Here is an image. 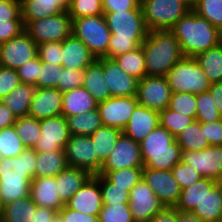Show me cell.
Wrapping results in <instances>:
<instances>
[{"instance_id":"12","label":"cell","mask_w":222,"mask_h":222,"mask_svg":"<svg viewBox=\"0 0 222 222\" xmlns=\"http://www.w3.org/2000/svg\"><path fill=\"white\" fill-rule=\"evenodd\" d=\"M40 132V138L33 148L36 152L64 150L71 136L67 118L63 115L40 120Z\"/></svg>"},{"instance_id":"32","label":"cell","mask_w":222,"mask_h":222,"mask_svg":"<svg viewBox=\"0 0 222 222\" xmlns=\"http://www.w3.org/2000/svg\"><path fill=\"white\" fill-rule=\"evenodd\" d=\"M67 167L64 150L37 152L35 178L56 177Z\"/></svg>"},{"instance_id":"9","label":"cell","mask_w":222,"mask_h":222,"mask_svg":"<svg viewBox=\"0 0 222 222\" xmlns=\"http://www.w3.org/2000/svg\"><path fill=\"white\" fill-rule=\"evenodd\" d=\"M24 30L37 45L45 42H62L72 35V18L67 11L41 18L36 21L23 22Z\"/></svg>"},{"instance_id":"8","label":"cell","mask_w":222,"mask_h":222,"mask_svg":"<svg viewBox=\"0 0 222 222\" xmlns=\"http://www.w3.org/2000/svg\"><path fill=\"white\" fill-rule=\"evenodd\" d=\"M72 35L81 40L96 58L107 55L111 32L104 15L76 18L72 21Z\"/></svg>"},{"instance_id":"7","label":"cell","mask_w":222,"mask_h":222,"mask_svg":"<svg viewBox=\"0 0 222 222\" xmlns=\"http://www.w3.org/2000/svg\"><path fill=\"white\" fill-rule=\"evenodd\" d=\"M148 31L170 30L192 7L185 0H141Z\"/></svg>"},{"instance_id":"15","label":"cell","mask_w":222,"mask_h":222,"mask_svg":"<svg viewBox=\"0 0 222 222\" xmlns=\"http://www.w3.org/2000/svg\"><path fill=\"white\" fill-rule=\"evenodd\" d=\"M143 180L165 207H175L182 189L171 170L144 168Z\"/></svg>"},{"instance_id":"13","label":"cell","mask_w":222,"mask_h":222,"mask_svg":"<svg viewBox=\"0 0 222 222\" xmlns=\"http://www.w3.org/2000/svg\"><path fill=\"white\" fill-rule=\"evenodd\" d=\"M204 178L222 182V146H209L201 151H182V160Z\"/></svg>"},{"instance_id":"62","label":"cell","mask_w":222,"mask_h":222,"mask_svg":"<svg viewBox=\"0 0 222 222\" xmlns=\"http://www.w3.org/2000/svg\"><path fill=\"white\" fill-rule=\"evenodd\" d=\"M16 119V116L9 110V108L0 101V130L13 126Z\"/></svg>"},{"instance_id":"35","label":"cell","mask_w":222,"mask_h":222,"mask_svg":"<svg viewBox=\"0 0 222 222\" xmlns=\"http://www.w3.org/2000/svg\"><path fill=\"white\" fill-rule=\"evenodd\" d=\"M194 58L211 84L222 81V42L216 47L197 54Z\"/></svg>"},{"instance_id":"59","label":"cell","mask_w":222,"mask_h":222,"mask_svg":"<svg viewBox=\"0 0 222 222\" xmlns=\"http://www.w3.org/2000/svg\"><path fill=\"white\" fill-rule=\"evenodd\" d=\"M58 215L63 222H98V215H88L64 206Z\"/></svg>"},{"instance_id":"3","label":"cell","mask_w":222,"mask_h":222,"mask_svg":"<svg viewBox=\"0 0 222 222\" xmlns=\"http://www.w3.org/2000/svg\"><path fill=\"white\" fill-rule=\"evenodd\" d=\"M170 31L179 41L184 56L195 57L222 42V32L193 10L181 17Z\"/></svg>"},{"instance_id":"19","label":"cell","mask_w":222,"mask_h":222,"mask_svg":"<svg viewBox=\"0 0 222 222\" xmlns=\"http://www.w3.org/2000/svg\"><path fill=\"white\" fill-rule=\"evenodd\" d=\"M65 206L88 215H98L103 207L99 180L92 175Z\"/></svg>"},{"instance_id":"61","label":"cell","mask_w":222,"mask_h":222,"mask_svg":"<svg viewBox=\"0 0 222 222\" xmlns=\"http://www.w3.org/2000/svg\"><path fill=\"white\" fill-rule=\"evenodd\" d=\"M149 222H178L177 209L175 207H165L155 214Z\"/></svg>"},{"instance_id":"44","label":"cell","mask_w":222,"mask_h":222,"mask_svg":"<svg viewBox=\"0 0 222 222\" xmlns=\"http://www.w3.org/2000/svg\"><path fill=\"white\" fill-rule=\"evenodd\" d=\"M195 120L200 123H209L222 119L209 91L196 94Z\"/></svg>"},{"instance_id":"45","label":"cell","mask_w":222,"mask_h":222,"mask_svg":"<svg viewBox=\"0 0 222 222\" xmlns=\"http://www.w3.org/2000/svg\"><path fill=\"white\" fill-rule=\"evenodd\" d=\"M67 12L72 21L76 18L104 15L102 0H70Z\"/></svg>"},{"instance_id":"26","label":"cell","mask_w":222,"mask_h":222,"mask_svg":"<svg viewBox=\"0 0 222 222\" xmlns=\"http://www.w3.org/2000/svg\"><path fill=\"white\" fill-rule=\"evenodd\" d=\"M83 87L98 103L112 97L104 78L103 58L95 59L84 69Z\"/></svg>"},{"instance_id":"47","label":"cell","mask_w":222,"mask_h":222,"mask_svg":"<svg viewBox=\"0 0 222 222\" xmlns=\"http://www.w3.org/2000/svg\"><path fill=\"white\" fill-rule=\"evenodd\" d=\"M98 222H135L128 203L103 204Z\"/></svg>"},{"instance_id":"36","label":"cell","mask_w":222,"mask_h":222,"mask_svg":"<svg viewBox=\"0 0 222 222\" xmlns=\"http://www.w3.org/2000/svg\"><path fill=\"white\" fill-rule=\"evenodd\" d=\"M217 182L210 178H201L190 187L181 191L179 200L175 205L177 210L192 211L197 203L200 202L204 194L209 191Z\"/></svg>"},{"instance_id":"14","label":"cell","mask_w":222,"mask_h":222,"mask_svg":"<svg viewBox=\"0 0 222 222\" xmlns=\"http://www.w3.org/2000/svg\"><path fill=\"white\" fill-rule=\"evenodd\" d=\"M128 204L135 222H149L165 208L143 178L130 191Z\"/></svg>"},{"instance_id":"66","label":"cell","mask_w":222,"mask_h":222,"mask_svg":"<svg viewBox=\"0 0 222 222\" xmlns=\"http://www.w3.org/2000/svg\"><path fill=\"white\" fill-rule=\"evenodd\" d=\"M2 210H3V204H2V202L0 200V216H1Z\"/></svg>"},{"instance_id":"57","label":"cell","mask_w":222,"mask_h":222,"mask_svg":"<svg viewBox=\"0 0 222 222\" xmlns=\"http://www.w3.org/2000/svg\"><path fill=\"white\" fill-rule=\"evenodd\" d=\"M24 28L23 20L0 21V44L19 35L24 31Z\"/></svg>"},{"instance_id":"39","label":"cell","mask_w":222,"mask_h":222,"mask_svg":"<svg viewBox=\"0 0 222 222\" xmlns=\"http://www.w3.org/2000/svg\"><path fill=\"white\" fill-rule=\"evenodd\" d=\"M124 72L137 79L146 76L145 55L140 45L138 48L113 58Z\"/></svg>"},{"instance_id":"34","label":"cell","mask_w":222,"mask_h":222,"mask_svg":"<svg viewBox=\"0 0 222 222\" xmlns=\"http://www.w3.org/2000/svg\"><path fill=\"white\" fill-rule=\"evenodd\" d=\"M175 138L182 151H201L210 146L204 134V123L197 120L185 127Z\"/></svg>"},{"instance_id":"27","label":"cell","mask_w":222,"mask_h":222,"mask_svg":"<svg viewBox=\"0 0 222 222\" xmlns=\"http://www.w3.org/2000/svg\"><path fill=\"white\" fill-rule=\"evenodd\" d=\"M23 22L36 21L67 11L62 0H20Z\"/></svg>"},{"instance_id":"4","label":"cell","mask_w":222,"mask_h":222,"mask_svg":"<svg viewBox=\"0 0 222 222\" xmlns=\"http://www.w3.org/2000/svg\"><path fill=\"white\" fill-rule=\"evenodd\" d=\"M141 46L145 55L146 76L166 77L175 63L184 57L179 41L170 30L148 31Z\"/></svg>"},{"instance_id":"16","label":"cell","mask_w":222,"mask_h":222,"mask_svg":"<svg viewBox=\"0 0 222 222\" xmlns=\"http://www.w3.org/2000/svg\"><path fill=\"white\" fill-rule=\"evenodd\" d=\"M69 167L82 168L97 174V154L90 136L71 135L64 148Z\"/></svg>"},{"instance_id":"10","label":"cell","mask_w":222,"mask_h":222,"mask_svg":"<svg viewBox=\"0 0 222 222\" xmlns=\"http://www.w3.org/2000/svg\"><path fill=\"white\" fill-rule=\"evenodd\" d=\"M38 45L24 30L8 42L0 44V66L17 70L37 56Z\"/></svg>"},{"instance_id":"29","label":"cell","mask_w":222,"mask_h":222,"mask_svg":"<svg viewBox=\"0 0 222 222\" xmlns=\"http://www.w3.org/2000/svg\"><path fill=\"white\" fill-rule=\"evenodd\" d=\"M92 176L82 168L67 167L56 176V186L61 201L65 204Z\"/></svg>"},{"instance_id":"55","label":"cell","mask_w":222,"mask_h":222,"mask_svg":"<svg viewBox=\"0 0 222 222\" xmlns=\"http://www.w3.org/2000/svg\"><path fill=\"white\" fill-rule=\"evenodd\" d=\"M23 20L20 0H0V21Z\"/></svg>"},{"instance_id":"67","label":"cell","mask_w":222,"mask_h":222,"mask_svg":"<svg viewBox=\"0 0 222 222\" xmlns=\"http://www.w3.org/2000/svg\"><path fill=\"white\" fill-rule=\"evenodd\" d=\"M67 6L69 5L70 0H62Z\"/></svg>"},{"instance_id":"58","label":"cell","mask_w":222,"mask_h":222,"mask_svg":"<svg viewBox=\"0 0 222 222\" xmlns=\"http://www.w3.org/2000/svg\"><path fill=\"white\" fill-rule=\"evenodd\" d=\"M204 134L210 146H222V119L204 123Z\"/></svg>"},{"instance_id":"64","label":"cell","mask_w":222,"mask_h":222,"mask_svg":"<svg viewBox=\"0 0 222 222\" xmlns=\"http://www.w3.org/2000/svg\"><path fill=\"white\" fill-rule=\"evenodd\" d=\"M178 222H204L191 211L177 210Z\"/></svg>"},{"instance_id":"31","label":"cell","mask_w":222,"mask_h":222,"mask_svg":"<svg viewBox=\"0 0 222 222\" xmlns=\"http://www.w3.org/2000/svg\"><path fill=\"white\" fill-rule=\"evenodd\" d=\"M36 89L35 85L20 83L0 101L9 108L16 118L25 117L28 116L30 103Z\"/></svg>"},{"instance_id":"30","label":"cell","mask_w":222,"mask_h":222,"mask_svg":"<svg viewBox=\"0 0 222 222\" xmlns=\"http://www.w3.org/2000/svg\"><path fill=\"white\" fill-rule=\"evenodd\" d=\"M121 134L122 130L118 128L102 125L90 135L97 154V174L100 172L102 165L114 149Z\"/></svg>"},{"instance_id":"2","label":"cell","mask_w":222,"mask_h":222,"mask_svg":"<svg viewBox=\"0 0 222 222\" xmlns=\"http://www.w3.org/2000/svg\"><path fill=\"white\" fill-rule=\"evenodd\" d=\"M111 32L106 58L114 57L138 48L146 39L148 29L142 9L104 13Z\"/></svg>"},{"instance_id":"52","label":"cell","mask_w":222,"mask_h":222,"mask_svg":"<svg viewBox=\"0 0 222 222\" xmlns=\"http://www.w3.org/2000/svg\"><path fill=\"white\" fill-rule=\"evenodd\" d=\"M83 77L84 70L63 67L57 88L61 92H66L74 88L83 87Z\"/></svg>"},{"instance_id":"33","label":"cell","mask_w":222,"mask_h":222,"mask_svg":"<svg viewBox=\"0 0 222 222\" xmlns=\"http://www.w3.org/2000/svg\"><path fill=\"white\" fill-rule=\"evenodd\" d=\"M37 205L31 196L3 205L0 222H32Z\"/></svg>"},{"instance_id":"5","label":"cell","mask_w":222,"mask_h":222,"mask_svg":"<svg viewBox=\"0 0 222 222\" xmlns=\"http://www.w3.org/2000/svg\"><path fill=\"white\" fill-rule=\"evenodd\" d=\"M139 144L144 168L171 170L182 160L176 138L160 125Z\"/></svg>"},{"instance_id":"22","label":"cell","mask_w":222,"mask_h":222,"mask_svg":"<svg viewBox=\"0 0 222 222\" xmlns=\"http://www.w3.org/2000/svg\"><path fill=\"white\" fill-rule=\"evenodd\" d=\"M159 125V111L138 104L122 133L140 143Z\"/></svg>"},{"instance_id":"24","label":"cell","mask_w":222,"mask_h":222,"mask_svg":"<svg viewBox=\"0 0 222 222\" xmlns=\"http://www.w3.org/2000/svg\"><path fill=\"white\" fill-rule=\"evenodd\" d=\"M95 59L88 47L73 35L62 41V67L84 70Z\"/></svg>"},{"instance_id":"60","label":"cell","mask_w":222,"mask_h":222,"mask_svg":"<svg viewBox=\"0 0 222 222\" xmlns=\"http://www.w3.org/2000/svg\"><path fill=\"white\" fill-rule=\"evenodd\" d=\"M32 222H63L58 212L46 207H38L35 210L34 221Z\"/></svg>"},{"instance_id":"48","label":"cell","mask_w":222,"mask_h":222,"mask_svg":"<svg viewBox=\"0 0 222 222\" xmlns=\"http://www.w3.org/2000/svg\"><path fill=\"white\" fill-rule=\"evenodd\" d=\"M168 108L180 114L192 116L195 119L197 111L196 94L172 93Z\"/></svg>"},{"instance_id":"50","label":"cell","mask_w":222,"mask_h":222,"mask_svg":"<svg viewBox=\"0 0 222 222\" xmlns=\"http://www.w3.org/2000/svg\"><path fill=\"white\" fill-rule=\"evenodd\" d=\"M171 171L181 189L190 187L193 183L203 178L194 168L183 161L174 165Z\"/></svg>"},{"instance_id":"56","label":"cell","mask_w":222,"mask_h":222,"mask_svg":"<svg viewBox=\"0 0 222 222\" xmlns=\"http://www.w3.org/2000/svg\"><path fill=\"white\" fill-rule=\"evenodd\" d=\"M103 12L141 9V0H102Z\"/></svg>"},{"instance_id":"49","label":"cell","mask_w":222,"mask_h":222,"mask_svg":"<svg viewBox=\"0 0 222 222\" xmlns=\"http://www.w3.org/2000/svg\"><path fill=\"white\" fill-rule=\"evenodd\" d=\"M62 69V66L41 61V67H39V76H37V88H57Z\"/></svg>"},{"instance_id":"54","label":"cell","mask_w":222,"mask_h":222,"mask_svg":"<svg viewBox=\"0 0 222 222\" xmlns=\"http://www.w3.org/2000/svg\"><path fill=\"white\" fill-rule=\"evenodd\" d=\"M21 83L17 70L0 66V100Z\"/></svg>"},{"instance_id":"41","label":"cell","mask_w":222,"mask_h":222,"mask_svg":"<svg viewBox=\"0 0 222 222\" xmlns=\"http://www.w3.org/2000/svg\"><path fill=\"white\" fill-rule=\"evenodd\" d=\"M192 10L222 32V0H198Z\"/></svg>"},{"instance_id":"37","label":"cell","mask_w":222,"mask_h":222,"mask_svg":"<svg viewBox=\"0 0 222 222\" xmlns=\"http://www.w3.org/2000/svg\"><path fill=\"white\" fill-rule=\"evenodd\" d=\"M70 135L90 136L102 126L98 108L79 115L67 117Z\"/></svg>"},{"instance_id":"11","label":"cell","mask_w":222,"mask_h":222,"mask_svg":"<svg viewBox=\"0 0 222 222\" xmlns=\"http://www.w3.org/2000/svg\"><path fill=\"white\" fill-rule=\"evenodd\" d=\"M171 94L166 77L144 76L138 82L136 98L140 105L162 111L169 106Z\"/></svg>"},{"instance_id":"18","label":"cell","mask_w":222,"mask_h":222,"mask_svg":"<svg viewBox=\"0 0 222 222\" xmlns=\"http://www.w3.org/2000/svg\"><path fill=\"white\" fill-rule=\"evenodd\" d=\"M129 167H143L140 144L122 133L101 170H118Z\"/></svg>"},{"instance_id":"25","label":"cell","mask_w":222,"mask_h":222,"mask_svg":"<svg viewBox=\"0 0 222 222\" xmlns=\"http://www.w3.org/2000/svg\"><path fill=\"white\" fill-rule=\"evenodd\" d=\"M191 212L204 222H222V182L207 191Z\"/></svg>"},{"instance_id":"28","label":"cell","mask_w":222,"mask_h":222,"mask_svg":"<svg viewBox=\"0 0 222 222\" xmlns=\"http://www.w3.org/2000/svg\"><path fill=\"white\" fill-rule=\"evenodd\" d=\"M97 108L98 102L84 87L63 92L62 115L66 118Z\"/></svg>"},{"instance_id":"23","label":"cell","mask_w":222,"mask_h":222,"mask_svg":"<svg viewBox=\"0 0 222 222\" xmlns=\"http://www.w3.org/2000/svg\"><path fill=\"white\" fill-rule=\"evenodd\" d=\"M56 186V177H39L31 181L30 196L38 207L59 212L65 204L61 201Z\"/></svg>"},{"instance_id":"51","label":"cell","mask_w":222,"mask_h":222,"mask_svg":"<svg viewBox=\"0 0 222 222\" xmlns=\"http://www.w3.org/2000/svg\"><path fill=\"white\" fill-rule=\"evenodd\" d=\"M37 55L42 62L62 64V42H45L38 45Z\"/></svg>"},{"instance_id":"53","label":"cell","mask_w":222,"mask_h":222,"mask_svg":"<svg viewBox=\"0 0 222 222\" xmlns=\"http://www.w3.org/2000/svg\"><path fill=\"white\" fill-rule=\"evenodd\" d=\"M39 67H41V60L37 55L32 60L24 63L17 69L18 76L21 83L35 85L37 87V76H39Z\"/></svg>"},{"instance_id":"46","label":"cell","mask_w":222,"mask_h":222,"mask_svg":"<svg viewBox=\"0 0 222 222\" xmlns=\"http://www.w3.org/2000/svg\"><path fill=\"white\" fill-rule=\"evenodd\" d=\"M100 182L103 204H123L129 203L130 192L125 188L116 187L110 183L103 175H94Z\"/></svg>"},{"instance_id":"17","label":"cell","mask_w":222,"mask_h":222,"mask_svg":"<svg viewBox=\"0 0 222 222\" xmlns=\"http://www.w3.org/2000/svg\"><path fill=\"white\" fill-rule=\"evenodd\" d=\"M138 104L136 96L111 97L99 102L98 110L102 125L123 130Z\"/></svg>"},{"instance_id":"43","label":"cell","mask_w":222,"mask_h":222,"mask_svg":"<svg viewBox=\"0 0 222 222\" xmlns=\"http://www.w3.org/2000/svg\"><path fill=\"white\" fill-rule=\"evenodd\" d=\"M194 121L195 119L192 116L180 114L168 107L165 110L159 111L160 126L165 128L174 137Z\"/></svg>"},{"instance_id":"63","label":"cell","mask_w":222,"mask_h":222,"mask_svg":"<svg viewBox=\"0 0 222 222\" xmlns=\"http://www.w3.org/2000/svg\"><path fill=\"white\" fill-rule=\"evenodd\" d=\"M208 91L210 92L212 100L222 116V81L212 83Z\"/></svg>"},{"instance_id":"42","label":"cell","mask_w":222,"mask_h":222,"mask_svg":"<svg viewBox=\"0 0 222 222\" xmlns=\"http://www.w3.org/2000/svg\"><path fill=\"white\" fill-rule=\"evenodd\" d=\"M25 148L14 125L0 130V158L16 157Z\"/></svg>"},{"instance_id":"65","label":"cell","mask_w":222,"mask_h":222,"mask_svg":"<svg viewBox=\"0 0 222 222\" xmlns=\"http://www.w3.org/2000/svg\"><path fill=\"white\" fill-rule=\"evenodd\" d=\"M191 7L198 1V0H185Z\"/></svg>"},{"instance_id":"1","label":"cell","mask_w":222,"mask_h":222,"mask_svg":"<svg viewBox=\"0 0 222 222\" xmlns=\"http://www.w3.org/2000/svg\"><path fill=\"white\" fill-rule=\"evenodd\" d=\"M36 158L37 152L33 148H25L16 157L0 158V200L3 205L30 196Z\"/></svg>"},{"instance_id":"6","label":"cell","mask_w":222,"mask_h":222,"mask_svg":"<svg viewBox=\"0 0 222 222\" xmlns=\"http://www.w3.org/2000/svg\"><path fill=\"white\" fill-rule=\"evenodd\" d=\"M166 78L172 93L199 94L208 91L210 80L194 57L184 56L168 71Z\"/></svg>"},{"instance_id":"40","label":"cell","mask_w":222,"mask_h":222,"mask_svg":"<svg viewBox=\"0 0 222 222\" xmlns=\"http://www.w3.org/2000/svg\"><path fill=\"white\" fill-rule=\"evenodd\" d=\"M16 132L26 148H34L40 138V120L25 116L16 119Z\"/></svg>"},{"instance_id":"20","label":"cell","mask_w":222,"mask_h":222,"mask_svg":"<svg viewBox=\"0 0 222 222\" xmlns=\"http://www.w3.org/2000/svg\"><path fill=\"white\" fill-rule=\"evenodd\" d=\"M103 73L112 97L136 96L139 79L124 72L114 59L103 58Z\"/></svg>"},{"instance_id":"38","label":"cell","mask_w":222,"mask_h":222,"mask_svg":"<svg viewBox=\"0 0 222 222\" xmlns=\"http://www.w3.org/2000/svg\"><path fill=\"white\" fill-rule=\"evenodd\" d=\"M144 167H129L118 170H100L98 174L103 175L116 187L125 188L129 192L143 178Z\"/></svg>"},{"instance_id":"21","label":"cell","mask_w":222,"mask_h":222,"mask_svg":"<svg viewBox=\"0 0 222 222\" xmlns=\"http://www.w3.org/2000/svg\"><path fill=\"white\" fill-rule=\"evenodd\" d=\"M63 92L58 88H37L28 116L37 120L62 115Z\"/></svg>"}]
</instances>
